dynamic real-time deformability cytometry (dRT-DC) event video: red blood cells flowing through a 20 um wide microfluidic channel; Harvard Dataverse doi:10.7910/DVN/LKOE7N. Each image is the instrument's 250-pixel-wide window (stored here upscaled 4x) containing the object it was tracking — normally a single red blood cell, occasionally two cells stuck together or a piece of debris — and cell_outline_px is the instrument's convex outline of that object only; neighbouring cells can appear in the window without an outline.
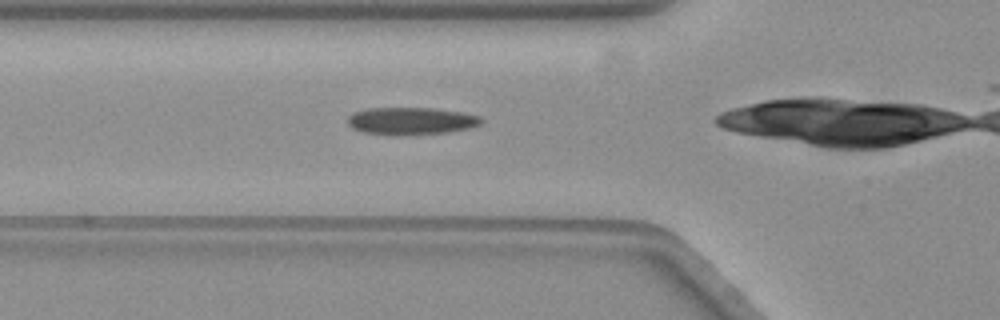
{"species": "common noctule bat (a hibernating species)", "species_latin": "Nyctalus noctula", "temperature_condition": "warm", "stored_images_in_passage": 39, "camera_frame_rate_fps": 3000, "um_per_image_px": 0.085, "animal": {"sex": "female", "body_mass_g": 19.3, "forearm_length_mm": 54.1}, "frame": {"image": 1, "passage_image": 13, "time_ms": 4.0, "image_size_px": [1000, 320], "cell_outline_px": [[484, 120], [480, 124], [468, 128], [448, 132], [396, 136], [364, 132], [352, 128], [348, 124], [348, 116], [352, 112], [368, 108], [432, 108], [460, 112], [480, 116]], "centroid_in_image_um": [34.91, 10.28], "position_along_channel_um": 90.9, "area_um2": 21.39}}
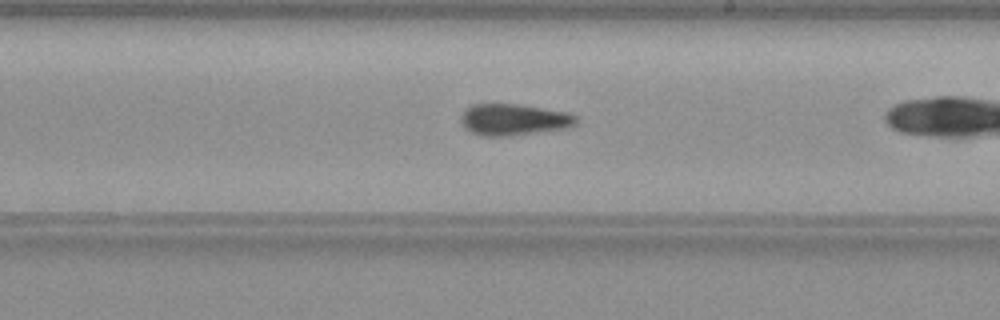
{"frame": {"image": 2, "passage_image": 26, "time_ms": 8.333, "image_size_px": [1000, 320], "cell_outline_px": [[576, 124], [568, 128], [508, 136], [480, 136], [464, 128], [460, 120], [460, 116], [464, 108], [472, 104], [520, 104], [544, 108], [564, 112], [576, 116]], "centroid_in_image_um": [43.61, 10.16], "position_along_channel_um": 245.4, "area_um2": 21.27}}